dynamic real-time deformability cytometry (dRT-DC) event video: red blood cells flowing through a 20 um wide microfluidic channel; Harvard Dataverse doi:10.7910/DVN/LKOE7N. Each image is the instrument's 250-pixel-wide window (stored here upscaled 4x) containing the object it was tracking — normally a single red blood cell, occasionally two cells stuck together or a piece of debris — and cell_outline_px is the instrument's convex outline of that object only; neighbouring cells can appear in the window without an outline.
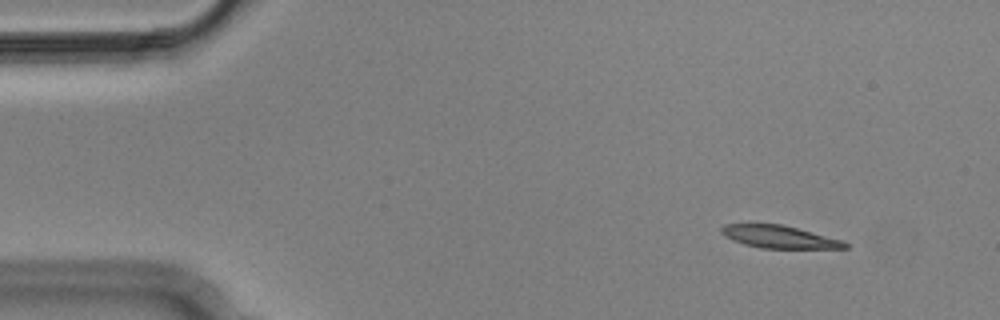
{"species": "Egyptian fruit bat (a non-hibernating species)", "species_latin": "Rousettus aegyptiacus", "temperature_condition": "cold", "stored_images_in_passage": 5, "camera_frame_rate_fps": 3000, "um_per_image_px": 0.085, "animal": {"sex": "male"}, "frame": {"image": 1, "passage_image": 1, "time_ms": 0.0, "image_size_px": [1000, 320], "cell_outline_px": [[848, 248], [760, 248], [744, 244], [732, 240], [720, 232], [720, 228], [724, 224], [780, 224], [844, 240], [848, 244]], "centroid_in_image_um": [66.23, 20.13], "position_along_channel_um": 18.8, "area_um2": 16.13}}
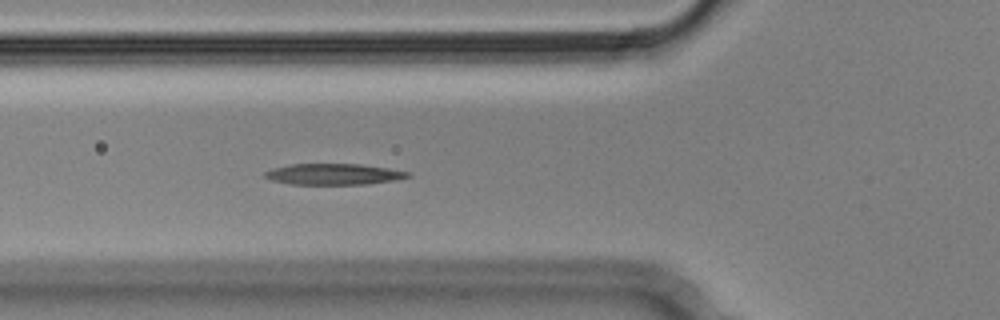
{"frame": {"image": 2, "passage_image": 5, "time_ms": 1.333, "image_size_px": [1000, 320], "cell_outline_px": [[412, 176], [392, 180], [368, 184], [292, 184], [272, 180], [264, 176], [264, 172], [272, 168], [292, 164], [360, 164], [388, 168], [412, 172]], "centroid_in_image_um": [28.38, 14.8], "position_along_channel_um": 97.4, "area_um2": 17.46}}